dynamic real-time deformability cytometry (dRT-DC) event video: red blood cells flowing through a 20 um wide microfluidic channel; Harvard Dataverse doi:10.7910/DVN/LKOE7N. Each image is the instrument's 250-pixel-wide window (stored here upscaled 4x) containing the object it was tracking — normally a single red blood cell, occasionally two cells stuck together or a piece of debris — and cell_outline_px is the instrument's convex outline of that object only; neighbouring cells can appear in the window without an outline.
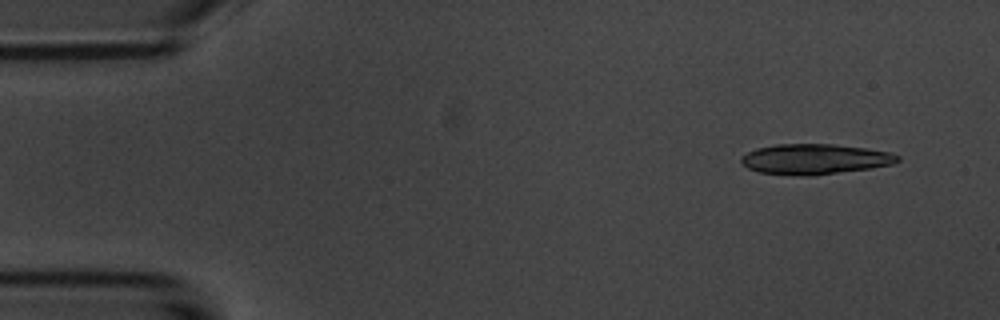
{"species": "common noctule bat (a hibernating species)", "species_latin": "Nyctalus noctula", "temperature_condition": "room temperature", "stored_images_in_passage": 4, "camera_frame_rate_fps": 3000, "um_per_image_px": 0.085, "animal": {"sex": "male", "body_mass_g": 20.1, "forearm_length_mm": 53.5}, "frame": {"image": 1, "passage_image": 1, "time_ms": 0.0, "image_size_px": [1000, 320], "cell_outline_px": [[900, 160], [892, 164], [872, 168], [800, 176], [760, 172], [748, 168], [740, 164], [740, 156], [756, 148], [776, 144], [832, 144], [864, 148], [892, 152], [900, 156]], "centroid_in_image_um": [69.23, 13.51], "position_along_channel_um": 15.8, "area_um2": 27.51}}